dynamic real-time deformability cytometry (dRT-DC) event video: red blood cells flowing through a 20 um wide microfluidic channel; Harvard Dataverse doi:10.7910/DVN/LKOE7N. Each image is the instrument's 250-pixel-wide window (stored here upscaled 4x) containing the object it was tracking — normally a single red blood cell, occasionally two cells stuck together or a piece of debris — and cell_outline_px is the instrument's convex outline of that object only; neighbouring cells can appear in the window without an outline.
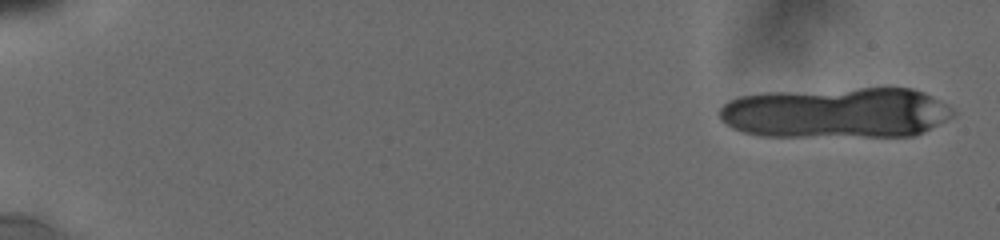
{"species": "human", "species_latin": "Homo sapiens", "temperature_condition": "cold", "stored_images_in_passage": 19, "camera_frame_rate_fps": 3000, "um_per_image_px": 0.085, "donor": {"sex": "male"}, "frame": {"image": 1, "passage_image": 1, "time_ms": 0.0, "image_size_px": [1000, 240], "cell_outline_px": [[956, 112], [952, 116], [916, 136], [760, 136], [744, 132], [732, 128], [724, 124], [720, 120], [720, 108], [728, 100], [740, 96], [764, 92], [860, 88], [912, 88], [924, 92], [940, 100], [952, 108]], "centroid_in_image_um": [71.06, 9.58], "position_along_channel_um": 13.9, "area_um2": 69.53}}